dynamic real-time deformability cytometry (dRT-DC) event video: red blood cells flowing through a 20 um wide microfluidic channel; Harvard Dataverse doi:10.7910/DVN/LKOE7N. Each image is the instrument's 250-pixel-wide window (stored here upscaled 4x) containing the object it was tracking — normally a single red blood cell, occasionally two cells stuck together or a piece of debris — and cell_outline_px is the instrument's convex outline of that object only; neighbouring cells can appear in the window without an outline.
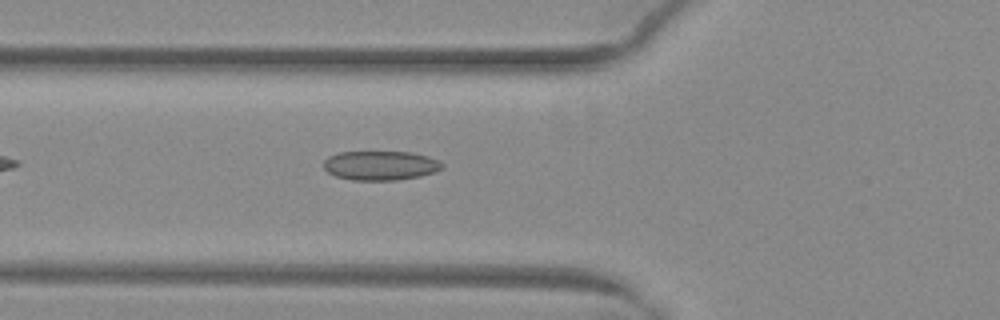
{"species": "common noctule bat (a hibernating species)", "species_latin": "Nyctalus noctula", "temperature_condition": "warm", "stored_images_in_passage": 35, "camera_frame_rate_fps": 3000, "um_per_image_px": 0.085, "animal": {"sex": "female", "body_mass_g": 29.2, "forearm_length_mm": 56.3}, "frame": {"image": 1, "passage_image": 3, "time_ms": 0.667, "image_size_px": [1000, 320], "cell_outline_px": [[444, 168], [436, 172], [420, 176], [396, 180], [352, 180], [336, 176], [328, 172], [324, 168], [324, 160], [328, 156], [340, 152], [412, 152], [428, 156], [440, 160], [444, 164]], "centroid_in_image_um": [32.38, 14.06], "position_along_channel_um": 93.4, "area_um2": 20.4}}
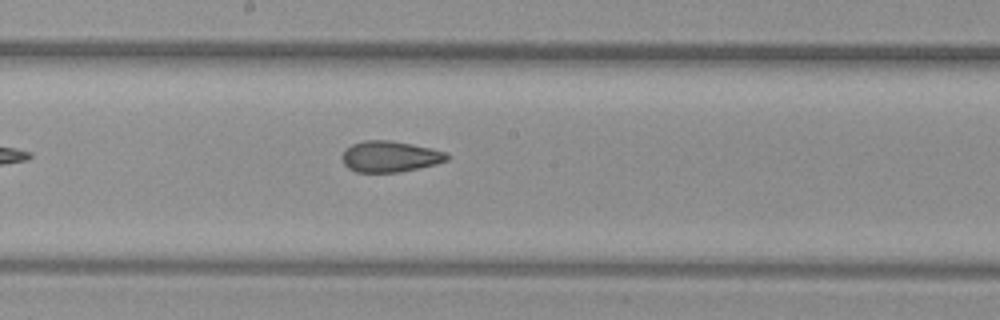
{"frame": {"image": 2, "passage_image": 12, "time_ms": 3.667, "image_size_px": [1000, 320], "cell_outline_px": [[452, 156], [448, 160], [436, 164], [400, 172], [356, 172], [348, 168], [344, 164], [340, 156], [344, 148], [352, 144], [364, 140], [388, 140], [412, 144], [432, 148], [444, 152]], "centroid_in_image_um": [33.12, 13.3], "position_along_channel_um": 215.1, "area_um2": 19.19}}
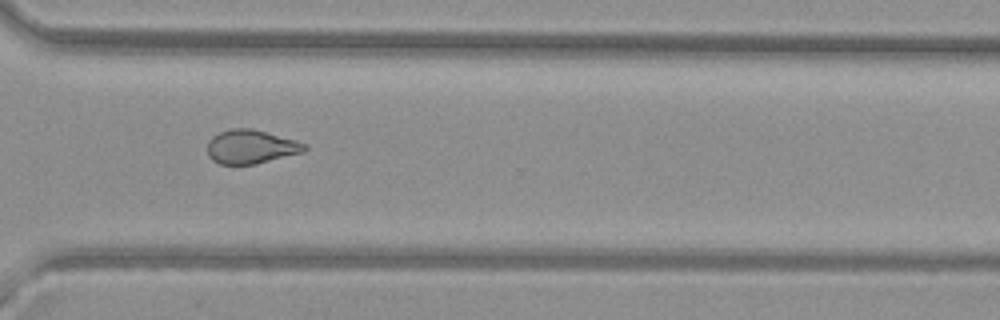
{"frame": {"image": 3, "passage_image": 22, "time_ms": 7.0, "image_size_px": [1000, 320], "cell_outline_px": [[308, 148], [304, 152], [256, 164], [220, 164], [212, 160], [208, 156], [208, 140], [212, 136], [220, 132], [232, 128], [252, 128], [296, 140], [308, 144]], "centroid_in_image_um": [21.35, 12.47], "position_along_channel_um": 349.3, "area_um2": 19.31}, "authors_computed_cell_mechanics": {"area_um2": 19.4786, "velocity_mm_per_s": 4.039, "shape_relaxation_time_tau1_ms": null, "shape_relaxation_time_tau2_ms": 2.4477, "deformation_change_tau1": null, "deformation_change_tau2": 0.0984}}